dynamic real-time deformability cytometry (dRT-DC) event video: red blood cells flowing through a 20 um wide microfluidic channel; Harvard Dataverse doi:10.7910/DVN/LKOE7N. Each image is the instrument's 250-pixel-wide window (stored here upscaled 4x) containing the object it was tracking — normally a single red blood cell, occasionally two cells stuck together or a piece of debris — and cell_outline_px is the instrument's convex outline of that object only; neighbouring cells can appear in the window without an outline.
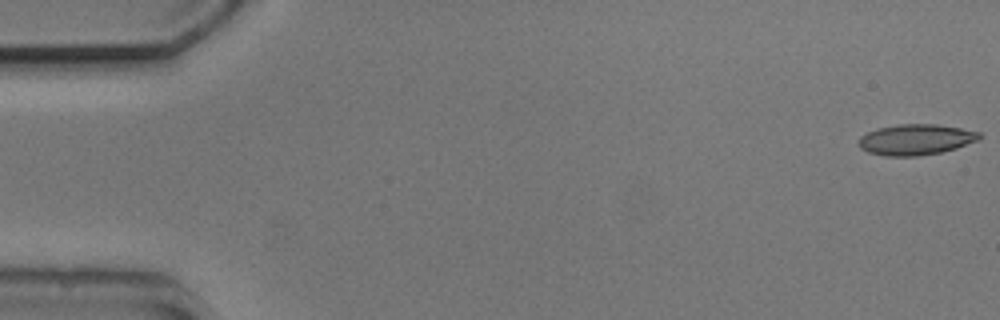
{"species": "common noctule bat (a hibernating species)", "species_latin": "Nyctalus noctula", "temperature_condition": "cold", "stored_images_in_passage": 7, "camera_frame_rate_fps": 3000, "um_per_image_px": 0.085, "animal": {"sex": "male", "body_mass_g": 20.5, "forearm_length_mm": 52.5}, "frame": {"image": 1, "passage_image": 1, "time_ms": 0.0, "image_size_px": [1000, 320], "cell_outline_px": [[980, 140], [956, 148], [940, 152], [916, 156], [884, 156], [868, 152], [860, 148], [860, 136], [876, 128], [900, 124], [936, 124], [960, 128], [980, 132]], "centroid_in_image_um": [77.84, 11.86], "position_along_channel_um": 7.2, "area_um2": 21.56}}
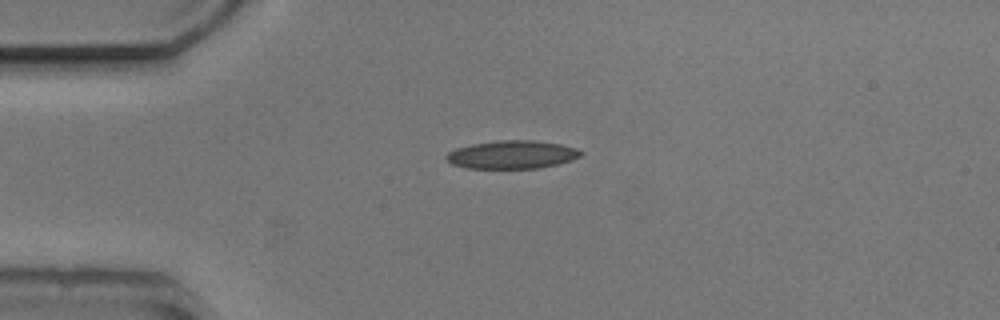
{"frame": {"image": 2, "passage_image": 4, "time_ms": 4.0, "image_size_px": [1000, 320], "cell_outline_px": [[584, 152], [580, 156], [572, 160], [556, 164], [536, 168], [464, 168], [452, 164], [444, 156], [448, 152], [456, 148], [472, 144], [496, 140], [536, 140], [560, 144], [576, 148]], "centroid_in_image_um": [43.51, 13.13], "position_along_channel_um": 41.5, "area_um2": 22.08}}